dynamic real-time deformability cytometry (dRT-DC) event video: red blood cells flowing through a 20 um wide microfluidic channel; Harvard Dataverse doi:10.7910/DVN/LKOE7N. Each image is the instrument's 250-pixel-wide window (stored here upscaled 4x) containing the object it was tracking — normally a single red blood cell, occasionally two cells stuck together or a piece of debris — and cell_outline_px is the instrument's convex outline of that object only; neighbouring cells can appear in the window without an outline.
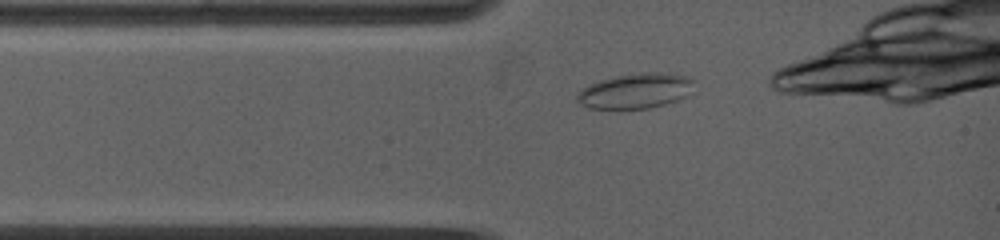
{"species": "common noctule bat (a hibernating species)", "species_latin": "Nyctalus noctula", "temperature_condition": "warm", "stored_images_in_passage": 10, "camera_frame_rate_fps": 5000, "um_per_image_px": 0.085, "animal": {"sex": "female", "body_mass_g": 19.0, "forearm_length_mm": 53.3}, "frame": {"image": 1, "passage_image": 2, "time_ms": 0.6, "image_size_px": [1000, 240], "cell_outline_px": [[696, 80], [688, 96], [664, 104], [648, 108], [588, 108], [580, 104], [576, 100], [576, 92], [588, 84], [600, 80], [616, 76], [644, 72], [672, 72], [688, 76]], "centroid_in_image_um": [54.04, 7.7], "position_along_channel_um": 31.0, "area_um2": 24.22}}
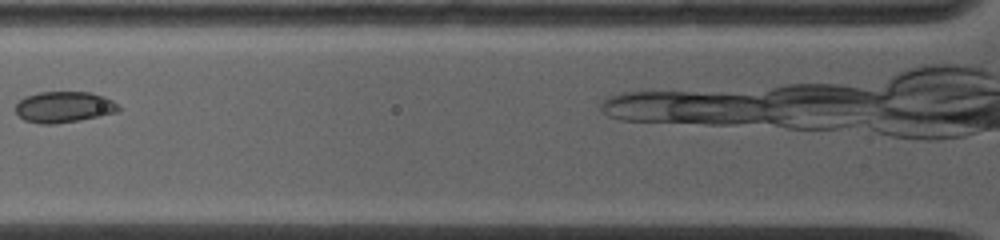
{"frame": {"image": 2, "passage_image": 6, "time_ms": 3.0, "image_size_px": [1000, 240], "cell_outline_px": [[120, 112], [80, 120], [56, 124], [40, 124], [24, 120], [16, 112], [16, 104], [24, 96], [40, 92], [88, 92], [104, 96], [112, 100], [120, 108]], "centroid_in_image_um": [5.44, 9.1], "position_along_channel_um": 120.4, "area_um2": 18.73}}
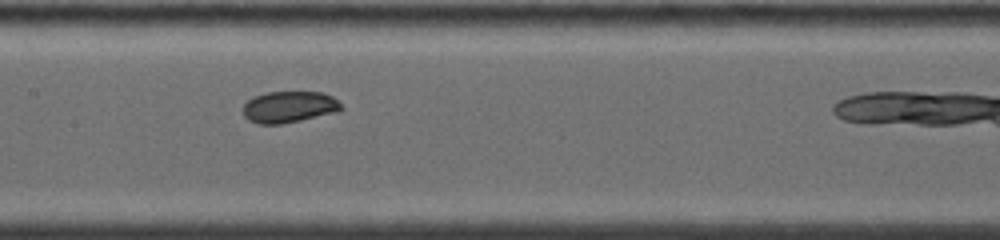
{"frame": {"image": 3, "passage_image": 9, "time_ms": 4.6, "image_size_px": [1000, 240], "cell_outline_px": [[344, 108], [340, 112], [280, 124], [260, 124], [248, 120], [244, 116], [244, 104], [252, 96], [268, 92], [324, 92], [332, 96]], "centroid_in_image_um": [24.59, 9.09], "position_along_channel_um": 182.8, "area_um2": 18.09}}